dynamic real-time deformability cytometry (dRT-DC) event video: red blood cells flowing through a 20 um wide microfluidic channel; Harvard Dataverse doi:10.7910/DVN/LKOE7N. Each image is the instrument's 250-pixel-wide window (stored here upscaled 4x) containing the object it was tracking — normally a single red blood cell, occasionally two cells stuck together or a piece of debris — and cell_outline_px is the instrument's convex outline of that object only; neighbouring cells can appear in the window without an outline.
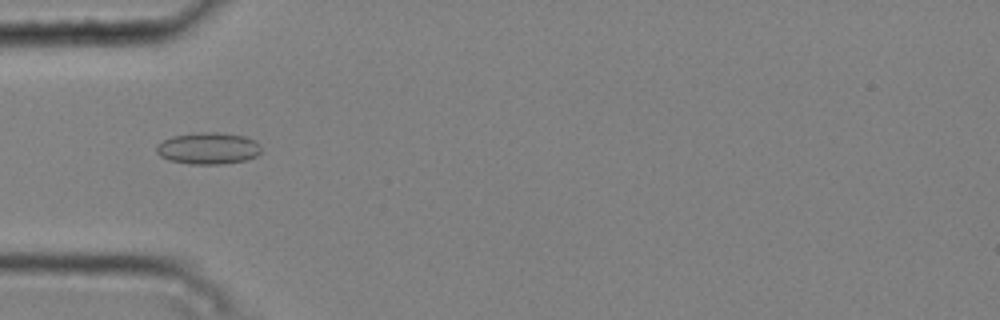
{"species": "common noctule bat (a hibernating species)", "species_latin": "Nyctalus noctula", "temperature_condition": "cold", "stored_images_in_passage": 7, "camera_frame_rate_fps": 3000, "um_per_image_px": 0.085, "animal": {"sex": "male", "body_mass_g": 20.4}, "frame": {"image": 1, "passage_image": 5, "time_ms": 1.333, "image_size_px": [1000, 320], "cell_outline_px": [[260, 152], [256, 156], [244, 160], [224, 164], [188, 164], [168, 160], [160, 156], [156, 152], [156, 144], [172, 136], [200, 132], [216, 132], [244, 136], [256, 140], [260, 144]], "centroid_in_image_um": [17.68, 12.61], "position_along_channel_um": 67.3, "area_um2": 19.48}}
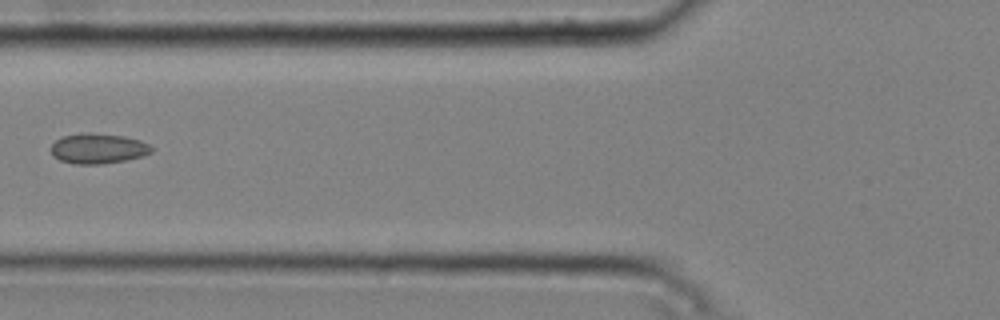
{"frame": {"image": 2, "passage_image": 6, "time_ms": 1.667, "image_size_px": [1000, 320], "cell_outline_px": [[152, 152], [144, 156], [104, 164], [72, 164], [60, 160], [52, 156], [48, 148], [56, 140], [64, 136], [80, 132], [88, 132], [124, 136], [140, 140], [148, 144], [152, 148]], "centroid_in_image_um": [8.29, 12.62], "position_along_channel_um": 117.5, "area_um2": 17.98}}
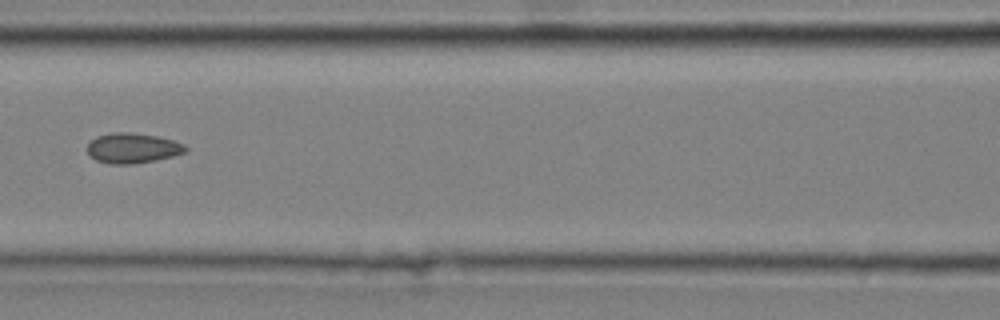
{"frame": {"image": 3, "passage_image": 7, "time_ms": 2.0, "image_size_px": [1000, 320], "cell_outline_px": [[188, 148], [184, 152], [172, 156], [156, 160], [132, 164], [108, 164], [96, 160], [88, 152], [88, 144], [96, 136], [112, 132], [132, 132], [156, 136], [172, 140], [184, 144]], "centroid_in_image_um": [11.26, 12.58], "position_along_channel_um": 155.3, "area_um2": 17.17}}